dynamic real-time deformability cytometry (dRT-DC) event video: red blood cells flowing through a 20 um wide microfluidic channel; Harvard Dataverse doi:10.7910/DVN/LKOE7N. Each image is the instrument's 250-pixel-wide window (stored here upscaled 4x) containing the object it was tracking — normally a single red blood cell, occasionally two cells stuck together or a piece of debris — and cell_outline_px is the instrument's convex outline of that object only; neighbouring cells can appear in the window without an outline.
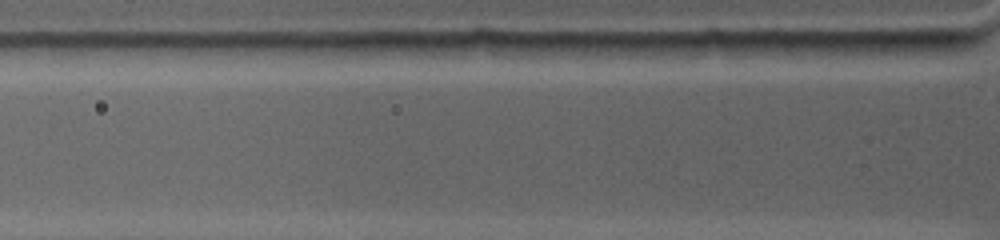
{"species": "common noctule bat (a hibernating species)", "species_latin": "Nyctalus noctula", "temperature_condition": "warm", "stored_images_in_passage": 2, "camera_frame_rate_fps": 4500, "um_per_image_px": 0.085, "animal": {"sex": "female", "body_mass_g": 19.0, "forearm_length_mm": 53.3}, "frame": {"image": 1, "passage_image": 2, "time_ms": 0.222, "image_size_px": [1000, 240], "cell_outline_px": [[804, 40], [792, 52], [764, 56], [696, 56], [672, 44], [700, 40]], "centroid_in_image_um": [62.81, 4.04], "position_along_channel_um": 63.0, "area_um2": 12.54}}